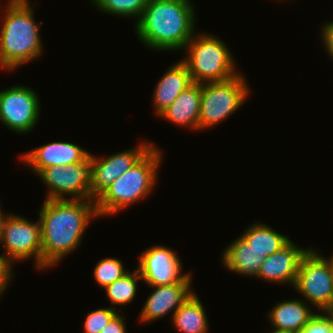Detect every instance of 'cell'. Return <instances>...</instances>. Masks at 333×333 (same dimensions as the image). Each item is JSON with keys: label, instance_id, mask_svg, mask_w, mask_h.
Masks as SVG:
<instances>
[{"label": "cell", "instance_id": "24", "mask_svg": "<svg viewBox=\"0 0 333 333\" xmlns=\"http://www.w3.org/2000/svg\"><path fill=\"white\" fill-rule=\"evenodd\" d=\"M123 265L118 257L100 259L93 271L94 280L104 289L129 271Z\"/></svg>", "mask_w": 333, "mask_h": 333}, {"label": "cell", "instance_id": "6", "mask_svg": "<svg viewBox=\"0 0 333 333\" xmlns=\"http://www.w3.org/2000/svg\"><path fill=\"white\" fill-rule=\"evenodd\" d=\"M242 73L222 82L201 84V105L198 130L213 128L239 110L250 94Z\"/></svg>", "mask_w": 333, "mask_h": 333}, {"label": "cell", "instance_id": "3", "mask_svg": "<svg viewBox=\"0 0 333 333\" xmlns=\"http://www.w3.org/2000/svg\"><path fill=\"white\" fill-rule=\"evenodd\" d=\"M5 4V8L0 4V13L4 15L0 23V68L13 71L41 57L42 22L35 21L34 7L29 0H8ZM1 17L0 14V20Z\"/></svg>", "mask_w": 333, "mask_h": 333}, {"label": "cell", "instance_id": "12", "mask_svg": "<svg viewBox=\"0 0 333 333\" xmlns=\"http://www.w3.org/2000/svg\"><path fill=\"white\" fill-rule=\"evenodd\" d=\"M150 141L102 159L92 154L91 200H96L119 176L128 171L152 146Z\"/></svg>", "mask_w": 333, "mask_h": 333}, {"label": "cell", "instance_id": "11", "mask_svg": "<svg viewBox=\"0 0 333 333\" xmlns=\"http://www.w3.org/2000/svg\"><path fill=\"white\" fill-rule=\"evenodd\" d=\"M181 262L176 251L167 246L157 245L143 251L137 269L141 280L148 284V287L172 285L181 282L189 274L181 272Z\"/></svg>", "mask_w": 333, "mask_h": 333}, {"label": "cell", "instance_id": "13", "mask_svg": "<svg viewBox=\"0 0 333 333\" xmlns=\"http://www.w3.org/2000/svg\"><path fill=\"white\" fill-rule=\"evenodd\" d=\"M191 275L189 272L181 282L172 285L150 286L154 290L144 303L139 322L147 324L158 321L169 313L172 314V319L176 310L194 293L191 289Z\"/></svg>", "mask_w": 333, "mask_h": 333}, {"label": "cell", "instance_id": "19", "mask_svg": "<svg viewBox=\"0 0 333 333\" xmlns=\"http://www.w3.org/2000/svg\"><path fill=\"white\" fill-rule=\"evenodd\" d=\"M229 244L222 252V265L236 274L257 277L265 257L252 248L241 235Z\"/></svg>", "mask_w": 333, "mask_h": 333}, {"label": "cell", "instance_id": "22", "mask_svg": "<svg viewBox=\"0 0 333 333\" xmlns=\"http://www.w3.org/2000/svg\"><path fill=\"white\" fill-rule=\"evenodd\" d=\"M140 279L142 277L136 268L134 272L129 270L124 276L105 287L104 291L112 306H127L130 304L136 297L137 283Z\"/></svg>", "mask_w": 333, "mask_h": 333}, {"label": "cell", "instance_id": "9", "mask_svg": "<svg viewBox=\"0 0 333 333\" xmlns=\"http://www.w3.org/2000/svg\"><path fill=\"white\" fill-rule=\"evenodd\" d=\"M48 192L45 199H91L92 154L81 163L52 166L38 174Z\"/></svg>", "mask_w": 333, "mask_h": 333}, {"label": "cell", "instance_id": "17", "mask_svg": "<svg viewBox=\"0 0 333 333\" xmlns=\"http://www.w3.org/2000/svg\"><path fill=\"white\" fill-rule=\"evenodd\" d=\"M201 105V84L193 82L160 115L178 127L198 131Z\"/></svg>", "mask_w": 333, "mask_h": 333}, {"label": "cell", "instance_id": "20", "mask_svg": "<svg viewBox=\"0 0 333 333\" xmlns=\"http://www.w3.org/2000/svg\"><path fill=\"white\" fill-rule=\"evenodd\" d=\"M205 308L194 292L174 313L172 325L179 333H208Z\"/></svg>", "mask_w": 333, "mask_h": 333}, {"label": "cell", "instance_id": "4", "mask_svg": "<svg viewBox=\"0 0 333 333\" xmlns=\"http://www.w3.org/2000/svg\"><path fill=\"white\" fill-rule=\"evenodd\" d=\"M162 153L161 149L153 145L95 200L98 218L115 215L152 194L158 180Z\"/></svg>", "mask_w": 333, "mask_h": 333}, {"label": "cell", "instance_id": "28", "mask_svg": "<svg viewBox=\"0 0 333 333\" xmlns=\"http://www.w3.org/2000/svg\"><path fill=\"white\" fill-rule=\"evenodd\" d=\"M321 38L323 39V45L326 53L333 60V21L325 22L321 26Z\"/></svg>", "mask_w": 333, "mask_h": 333}, {"label": "cell", "instance_id": "26", "mask_svg": "<svg viewBox=\"0 0 333 333\" xmlns=\"http://www.w3.org/2000/svg\"><path fill=\"white\" fill-rule=\"evenodd\" d=\"M299 333H333V320L326 312H318Z\"/></svg>", "mask_w": 333, "mask_h": 333}, {"label": "cell", "instance_id": "15", "mask_svg": "<svg viewBox=\"0 0 333 333\" xmlns=\"http://www.w3.org/2000/svg\"><path fill=\"white\" fill-rule=\"evenodd\" d=\"M310 248L299 247L291 240L279 251L265 257L257 277L267 282L285 283L294 287L300 262Z\"/></svg>", "mask_w": 333, "mask_h": 333}, {"label": "cell", "instance_id": "10", "mask_svg": "<svg viewBox=\"0 0 333 333\" xmlns=\"http://www.w3.org/2000/svg\"><path fill=\"white\" fill-rule=\"evenodd\" d=\"M39 96L30 87L12 85L0 90V121L17 134L30 133L40 117Z\"/></svg>", "mask_w": 333, "mask_h": 333}, {"label": "cell", "instance_id": "31", "mask_svg": "<svg viewBox=\"0 0 333 333\" xmlns=\"http://www.w3.org/2000/svg\"><path fill=\"white\" fill-rule=\"evenodd\" d=\"M0 203H1V202H0ZM1 208H2V207H1V205H0V228H1V226H2V223H3L4 218H5V216H6V214H4V212L2 211Z\"/></svg>", "mask_w": 333, "mask_h": 333}, {"label": "cell", "instance_id": "32", "mask_svg": "<svg viewBox=\"0 0 333 333\" xmlns=\"http://www.w3.org/2000/svg\"><path fill=\"white\" fill-rule=\"evenodd\" d=\"M326 313L332 318L333 320V304L331 305V307L326 311Z\"/></svg>", "mask_w": 333, "mask_h": 333}, {"label": "cell", "instance_id": "1", "mask_svg": "<svg viewBox=\"0 0 333 333\" xmlns=\"http://www.w3.org/2000/svg\"><path fill=\"white\" fill-rule=\"evenodd\" d=\"M42 239V270L79 248L85 231L97 219L95 200L45 199L38 210Z\"/></svg>", "mask_w": 333, "mask_h": 333}, {"label": "cell", "instance_id": "30", "mask_svg": "<svg viewBox=\"0 0 333 333\" xmlns=\"http://www.w3.org/2000/svg\"><path fill=\"white\" fill-rule=\"evenodd\" d=\"M269 333H297V332L273 329L271 332L269 331Z\"/></svg>", "mask_w": 333, "mask_h": 333}, {"label": "cell", "instance_id": "16", "mask_svg": "<svg viewBox=\"0 0 333 333\" xmlns=\"http://www.w3.org/2000/svg\"><path fill=\"white\" fill-rule=\"evenodd\" d=\"M172 65L158 80L153 91L152 102L156 116H159L181 92L193 83L189 70L182 60Z\"/></svg>", "mask_w": 333, "mask_h": 333}, {"label": "cell", "instance_id": "7", "mask_svg": "<svg viewBox=\"0 0 333 333\" xmlns=\"http://www.w3.org/2000/svg\"><path fill=\"white\" fill-rule=\"evenodd\" d=\"M0 245L4 252L0 256L10 263L34 259L35 267L42 270V239L39 219L32 222L20 214L5 216L0 228Z\"/></svg>", "mask_w": 333, "mask_h": 333}, {"label": "cell", "instance_id": "33", "mask_svg": "<svg viewBox=\"0 0 333 333\" xmlns=\"http://www.w3.org/2000/svg\"><path fill=\"white\" fill-rule=\"evenodd\" d=\"M331 271H332V275H333V254L331 255Z\"/></svg>", "mask_w": 333, "mask_h": 333}, {"label": "cell", "instance_id": "5", "mask_svg": "<svg viewBox=\"0 0 333 333\" xmlns=\"http://www.w3.org/2000/svg\"><path fill=\"white\" fill-rule=\"evenodd\" d=\"M184 49L187 55L181 60L186 64L192 82H222L241 73L230 49L213 33L194 34Z\"/></svg>", "mask_w": 333, "mask_h": 333}, {"label": "cell", "instance_id": "29", "mask_svg": "<svg viewBox=\"0 0 333 333\" xmlns=\"http://www.w3.org/2000/svg\"><path fill=\"white\" fill-rule=\"evenodd\" d=\"M126 319L124 314L117 313L100 333H128L126 330Z\"/></svg>", "mask_w": 333, "mask_h": 333}, {"label": "cell", "instance_id": "21", "mask_svg": "<svg viewBox=\"0 0 333 333\" xmlns=\"http://www.w3.org/2000/svg\"><path fill=\"white\" fill-rule=\"evenodd\" d=\"M241 236L264 257L279 251L291 241L289 235H283L260 221L247 227Z\"/></svg>", "mask_w": 333, "mask_h": 333}, {"label": "cell", "instance_id": "14", "mask_svg": "<svg viewBox=\"0 0 333 333\" xmlns=\"http://www.w3.org/2000/svg\"><path fill=\"white\" fill-rule=\"evenodd\" d=\"M19 159L37 174L52 166H65L81 163L90 156V152L72 142H53L22 153Z\"/></svg>", "mask_w": 333, "mask_h": 333}, {"label": "cell", "instance_id": "18", "mask_svg": "<svg viewBox=\"0 0 333 333\" xmlns=\"http://www.w3.org/2000/svg\"><path fill=\"white\" fill-rule=\"evenodd\" d=\"M305 300H282L267 313L272 329L299 333L316 314Z\"/></svg>", "mask_w": 333, "mask_h": 333}, {"label": "cell", "instance_id": "23", "mask_svg": "<svg viewBox=\"0 0 333 333\" xmlns=\"http://www.w3.org/2000/svg\"><path fill=\"white\" fill-rule=\"evenodd\" d=\"M149 0H90L100 12L124 18H135V24L141 18Z\"/></svg>", "mask_w": 333, "mask_h": 333}, {"label": "cell", "instance_id": "27", "mask_svg": "<svg viewBox=\"0 0 333 333\" xmlns=\"http://www.w3.org/2000/svg\"><path fill=\"white\" fill-rule=\"evenodd\" d=\"M12 271L13 266L0 256V296L9 287L8 285L11 284L10 281L14 280Z\"/></svg>", "mask_w": 333, "mask_h": 333}, {"label": "cell", "instance_id": "25", "mask_svg": "<svg viewBox=\"0 0 333 333\" xmlns=\"http://www.w3.org/2000/svg\"><path fill=\"white\" fill-rule=\"evenodd\" d=\"M117 307L98 308L87 313L83 322L84 333H100L109 321L118 313Z\"/></svg>", "mask_w": 333, "mask_h": 333}, {"label": "cell", "instance_id": "8", "mask_svg": "<svg viewBox=\"0 0 333 333\" xmlns=\"http://www.w3.org/2000/svg\"><path fill=\"white\" fill-rule=\"evenodd\" d=\"M293 288L318 312H326L333 304L331 257L326 258L311 246L300 262Z\"/></svg>", "mask_w": 333, "mask_h": 333}, {"label": "cell", "instance_id": "2", "mask_svg": "<svg viewBox=\"0 0 333 333\" xmlns=\"http://www.w3.org/2000/svg\"><path fill=\"white\" fill-rule=\"evenodd\" d=\"M191 0H149L135 34L150 50H184L196 33V12Z\"/></svg>", "mask_w": 333, "mask_h": 333}]
</instances>
